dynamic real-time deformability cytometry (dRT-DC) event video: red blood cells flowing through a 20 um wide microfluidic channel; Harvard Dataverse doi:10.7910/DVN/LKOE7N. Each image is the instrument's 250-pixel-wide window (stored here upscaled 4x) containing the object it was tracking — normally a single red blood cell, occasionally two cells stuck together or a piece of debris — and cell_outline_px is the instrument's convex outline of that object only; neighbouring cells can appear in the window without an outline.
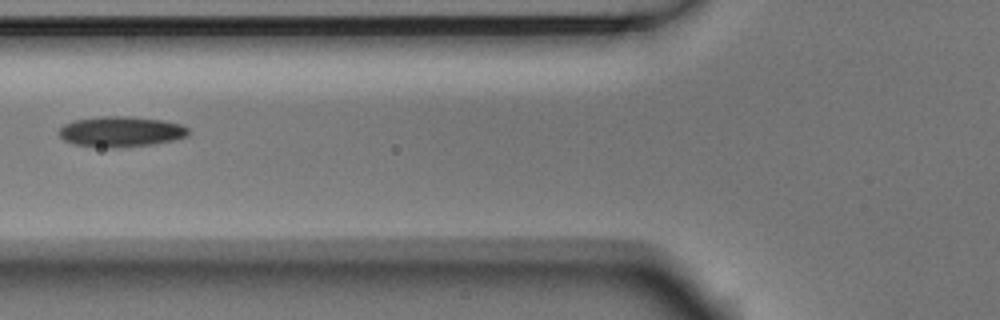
{"species": "Egyptian fruit bat (a non-hibernating species)", "species_latin": "Rousettus aegyptiacus", "temperature_condition": "room temperature", "stored_images_in_passage": 4, "camera_frame_rate_fps": 3000, "um_per_image_px": 0.085, "animal": {"sex": "male"}, "frame": {"image": 1, "passage_image": 4, "time_ms": 1.0, "image_size_px": [1000, 320], "cell_outline_px": [[188, 136], [172, 140], [152, 144], [112, 148], [108, 148], [76, 144], [64, 140], [60, 136], [60, 128], [64, 124], [76, 120], [104, 116], [128, 116], [160, 120], [180, 124], [188, 128]], "centroid_in_image_um": [10.28, 11.19], "position_along_channel_um": 115.5, "area_um2": 22.6}}